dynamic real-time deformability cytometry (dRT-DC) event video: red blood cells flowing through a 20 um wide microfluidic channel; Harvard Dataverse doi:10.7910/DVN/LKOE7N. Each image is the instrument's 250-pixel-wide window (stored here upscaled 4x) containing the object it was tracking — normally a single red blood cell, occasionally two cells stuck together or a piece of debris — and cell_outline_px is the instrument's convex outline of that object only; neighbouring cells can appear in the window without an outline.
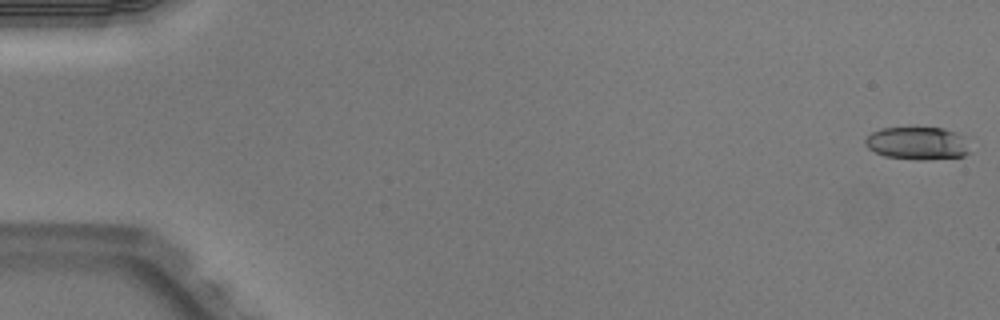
{"species": "Egyptian fruit bat (a non-hibernating species)", "species_latin": "Rousettus aegyptiacus", "temperature_condition": "warm", "stored_images_in_passage": 51, "camera_frame_rate_fps": 3000, "um_per_image_px": 0.085, "animal": {"sex": "male"}, "frame": {"image": 1, "passage_image": 1, "time_ms": 0.0, "image_size_px": [1000, 320], "cell_outline_px": [[972, 152], [964, 156], [924, 160], [916, 160], [884, 156], [868, 148], [864, 144], [864, 140], [872, 132], [880, 128], [916, 124], [944, 128], [956, 132], [964, 136]], "centroid_in_image_um": [78.0, 12.12], "position_along_channel_um": 7.0, "area_um2": 21.15}}
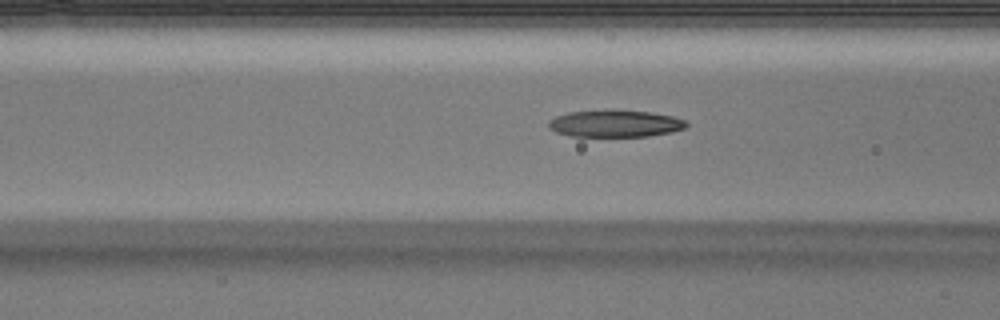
{"frame": {"image": 2, "passage_image": 21, "time_ms": 6.667, "image_size_px": [1000, 320], "cell_outline_px": [[688, 124], [684, 128], [672, 132], [648, 136], [572, 136], [556, 132], [548, 128], [548, 120], [556, 116], [568, 112], [612, 108], [652, 112], [672, 116], [684, 120]], "centroid_in_image_um": [52.25, 10.47], "position_along_channel_um": 114.3, "area_um2": 22.14}}
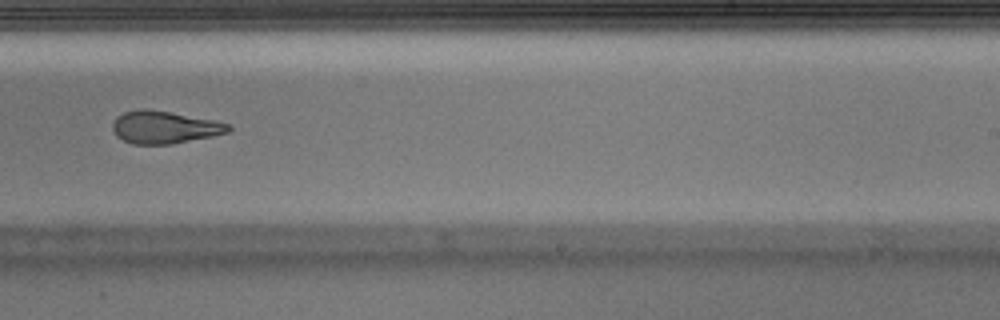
{"frame": {"image": 3, "passage_image": 33, "time_ms": 10.667, "image_size_px": [1000, 320], "cell_outline_px": [[232, 128], [228, 132], [212, 136], [172, 144], [132, 144], [116, 136], [112, 128], [112, 124], [116, 116], [124, 112], [140, 108], [144, 108], [168, 112], [212, 120], [232, 124]], "centroid_in_image_um": [13.95, 10.82], "position_along_channel_um": 275.0, "area_um2": 21.85}, "authors_computed_cell_mechanics": {"area_um2": 22.1374, "velocity_mm_per_s": 4.0118, "shape_relaxation_time_tau1_ms": 3.4266, "shape_relaxation_time_tau2_ms": 2.2595, "deformation_change_tau1": 0.1731, "deformation_change_tau2": 0.1183}}